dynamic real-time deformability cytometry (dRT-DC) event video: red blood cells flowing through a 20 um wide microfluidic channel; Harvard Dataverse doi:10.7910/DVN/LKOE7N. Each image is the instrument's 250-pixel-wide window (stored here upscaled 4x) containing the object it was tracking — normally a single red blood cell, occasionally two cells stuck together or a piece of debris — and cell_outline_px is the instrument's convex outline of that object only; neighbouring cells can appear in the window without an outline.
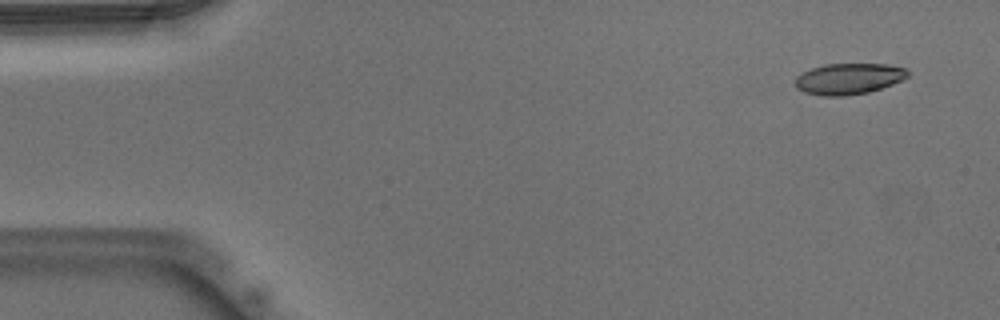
{"species": "Egyptian fruit bat (a non-hibernating species)", "species_latin": "Rousettus aegyptiacus", "temperature_condition": "warm", "stored_images_in_passage": 46, "camera_frame_rate_fps": 3000, "um_per_image_px": 0.085, "animal": {"sex": "male"}, "frame": {"image": 1, "passage_image": 1, "time_ms": 0.0, "image_size_px": [1000, 320], "cell_outline_px": [[908, 76], [892, 84], [868, 92], [844, 96], [824, 96], [804, 92], [796, 88], [796, 76], [812, 68], [824, 64], [884, 64], [908, 68]], "centroid_in_image_um": [72.13, 6.69], "position_along_channel_um": 12.9, "area_um2": 20.23}}
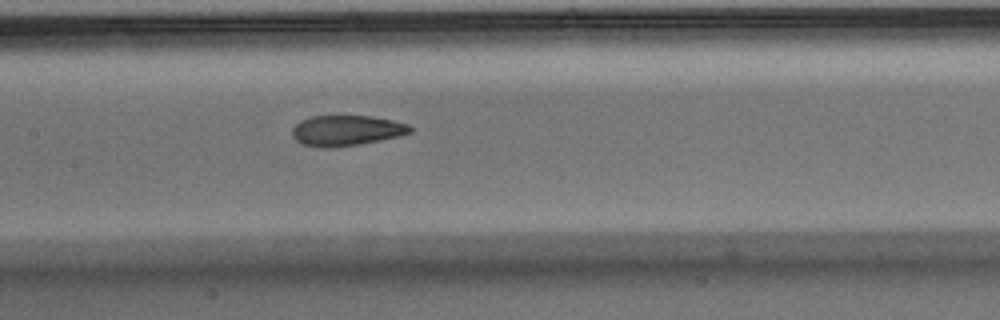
{"frame": {"image": 2, "passage_image": 22, "time_ms": 7.0, "image_size_px": [1000, 320], "cell_outline_px": [[412, 132], [380, 140], [336, 148], [320, 148], [304, 144], [296, 140], [292, 136], [292, 128], [300, 120], [312, 116], [372, 116], [392, 120], [408, 124], [412, 128]], "centroid_in_image_um": [29.41, 11.09], "position_along_channel_um": 178.0, "area_um2": 20.92}}
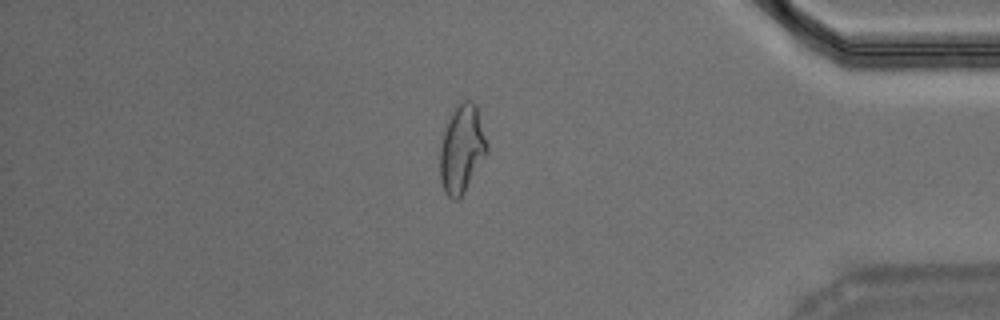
{"frame": {"image": 3, "passage_image": 41, "time_ms": 13.333, "image_size_px": [1000, 320], "cell_outline_px": [[488, 152], [464, 192], [456, 200], [452, 200], [444, 192], [440, 180], [440, 148], [444, 132], [448, 120], [456, 104], [464, 100], [472, 100], [476, 104], [488, 144]], "centroid_in_image_um": [39.26, 12.65], "position_along_channel_um": 395.9, "area_um2": 24.1}, "authors_computed_cell_mechanics": {"area_um2": 21.6461, "velocity_mm_per_s": 3.9386, "shape_relaxation_time_tau1_ms": 9.0866, "shape_relaxation_time_tau2_ms": 1.8614, "deformation_change_tau1": 0.2232, "deformation_change_tau2": 0.0763}}